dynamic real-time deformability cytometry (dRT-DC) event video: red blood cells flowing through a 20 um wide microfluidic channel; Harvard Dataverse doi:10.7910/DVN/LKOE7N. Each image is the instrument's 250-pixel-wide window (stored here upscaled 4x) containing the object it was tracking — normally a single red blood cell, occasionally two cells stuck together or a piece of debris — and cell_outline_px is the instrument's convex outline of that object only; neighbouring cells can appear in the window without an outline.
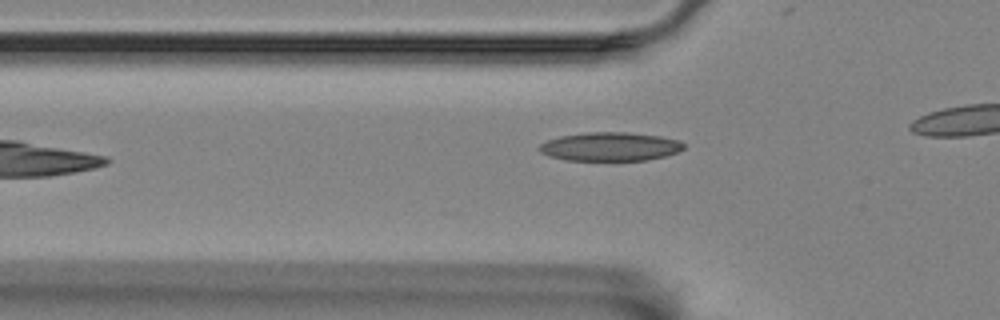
{"species": "Egyptian fruit bat (a non-hibernating species)", "species_latin": "Rousettus aegyptiacus", "temperature_condition": "room temperature", "stored_images_in_passage": 8, "camera_frame_rate_fps": 3000, "um_per_image_px": 0.085, "animal": {"sex": "female"}, "frame": {"image": 1, "passage_image": 2, "time_ms": 0.333, "image_size_px": [1000, 320], "cell_outline_px": [[684, 148], [676, 152], [664, 156], [644, 160], [564, 160], [548, 156], [540, 152], [536, 148], [540, 144], [548, 140], [560, 136], [588, 132], [624, 132], [660, 136], [680, 140], [684, 144]], "centroid_in_image_um": [51.82, 12.46], "position_along_channel_um": 74.0, "area_um2": 24.1}}
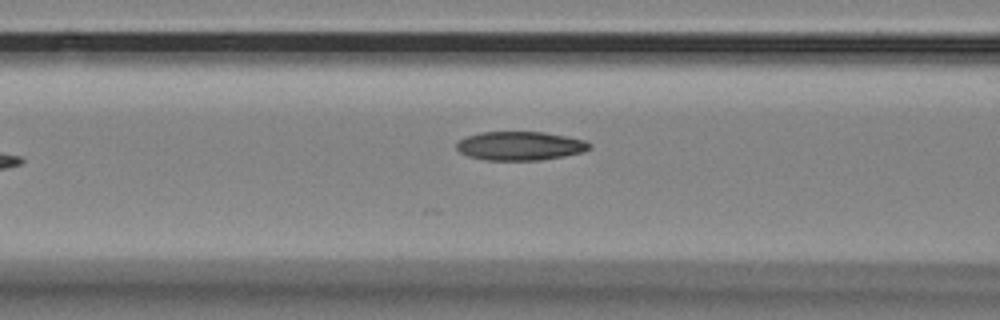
{"frame": {"image": 2, "passage_image": 6, "time_ms": 1.667, "image_size_px": [1000, 320], "cell_outline_px": [[592, 148], [584, 152], [564, 156], [540, 160], [484, 160], [468, 156], [460, 152], [456, 148], [456, 144], [460, 140], [468, 136], [480, 132], [544, 132], [568, 136], [584, 140], [592, 144]], "centroid_in_image_um": [44.24, 12.4], "position_along_channel_um": 122.4, "area_um2": 22.43}}